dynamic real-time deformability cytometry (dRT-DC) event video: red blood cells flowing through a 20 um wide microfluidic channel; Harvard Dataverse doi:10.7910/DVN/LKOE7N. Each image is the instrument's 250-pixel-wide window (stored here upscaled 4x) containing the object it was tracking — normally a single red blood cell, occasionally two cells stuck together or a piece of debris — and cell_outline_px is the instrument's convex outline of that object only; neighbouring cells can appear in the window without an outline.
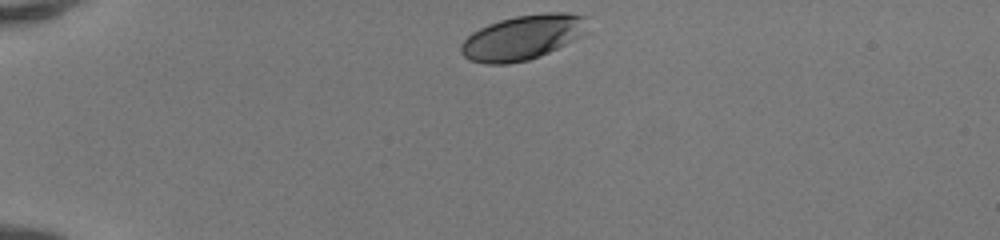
{"species": "human", "species_latin": "Homo sapiens", "temperature_condition": "room temperature", "stored_images_in_passage": 34, "camera_frame_rate_fps": 3000, "um_per_image_px": 0.085, "donor": {"sex": "female"}, "frame": {"image": 1, "passage_image": 1, "time_ms": 0.0, "image_size_px": [1000, 240], "cell_outline_px": [[588, 32], [540, 56], [528, 60], [508, 64], [488, 64], [468, 60], [460, 52], [460, 44], [472, 32], [488, 24], [500, 20], [516, 16], [544, 12], [564, 12], [588, 16]], "centroid_in_image_um": [44.44, 3.17], "position_along_channel_um": 40.6, "area_um2": 33.18}}
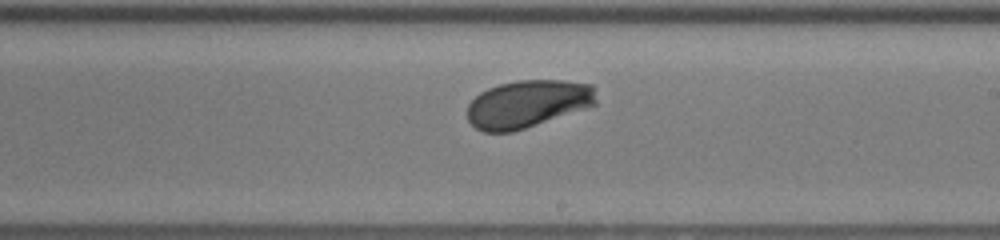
{"frame": {"image": 2, "passage_image": 20, "time_ms": 6.333, "image_size_px": [1000, 240], "cell_outline_px": [[596, 104], [512, 132], [484, 132], [476, 128], [468, 120], [468, 104], [480, 92], [488, 88], [500, 84], [520, 80], [564, 80], [592, 84], [596, 100]], "centroid_in_image_um": [44.82, 8.82], "position_along_channel_um": 244.2, "area_um2": 35.32}}
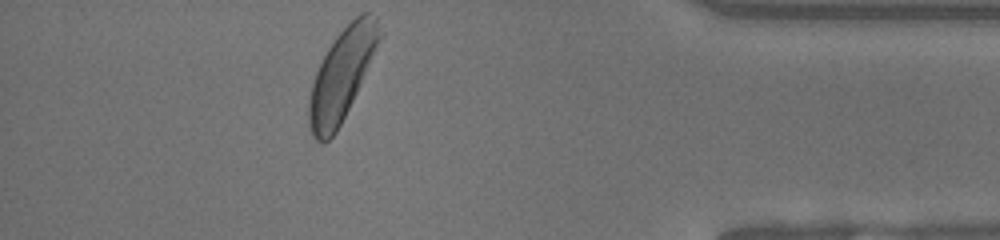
{"frame": {"image": 3, "passage_image": 34, "time_ms": 11.0, "image_size_px": [1000, 240], "cell_outline_px": [[384, 36], [336, 132], [324, 144], [316, 140], [312, 136], [308, 128], [308, 100], [312, 84], [316, 72], [328, 48], [336, 36], [360, 12], [372, 12], [376, 16]], "centroid_in_image_um": [29.07, 6.33], "position_along_channel_um": 406.1, "area_um2": 37.45}, "authors_computed_cell_mechanics": {"area_um2": 35.4892, "velocity_mm_per_s": 4.1204, "shape_relaxation_time_tau1_ms": 2.163, "shape_relaxation_time_tau2_ms": null, "deformation_change_tau1": 0.1243, "deformation_change_tau2": null}}